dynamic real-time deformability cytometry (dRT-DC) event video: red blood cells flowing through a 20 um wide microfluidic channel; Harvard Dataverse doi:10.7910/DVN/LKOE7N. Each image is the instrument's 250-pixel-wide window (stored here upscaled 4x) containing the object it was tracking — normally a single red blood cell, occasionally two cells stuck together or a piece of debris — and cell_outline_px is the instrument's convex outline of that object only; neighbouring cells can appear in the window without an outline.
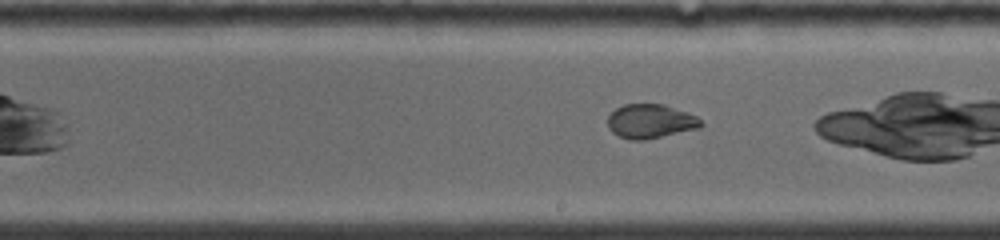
{"species": "common noctule bat (a hibernating species)", "species_latin": "Nyctalus noctula", "temperature_condition": "warm", "stored_images_in_passage": 35, "camera_frame_rate_fps": 5000, "um_per_image_px": 0.085, "animal": {"sex": "female", "body_mass_g": 19.0, "forearm_length_mm": 53.3}, "frame": {"image": 1, "passage_image": 16, "time_ms": 4.4, "image_size_px": [1000, 240], "cell_outline_px": [[704, 124], [700, 128], [644, 140], [632, 140], [620, 136], [612, 132], [608, 128], [608, 116], [616, 108], [624, 104], [664, 104], [688, 112], [696, 116]], "centroid_in_image_um": [55.3, 10.3], "position_along_channel_um": 233.7, "area_um2": 18.55}}